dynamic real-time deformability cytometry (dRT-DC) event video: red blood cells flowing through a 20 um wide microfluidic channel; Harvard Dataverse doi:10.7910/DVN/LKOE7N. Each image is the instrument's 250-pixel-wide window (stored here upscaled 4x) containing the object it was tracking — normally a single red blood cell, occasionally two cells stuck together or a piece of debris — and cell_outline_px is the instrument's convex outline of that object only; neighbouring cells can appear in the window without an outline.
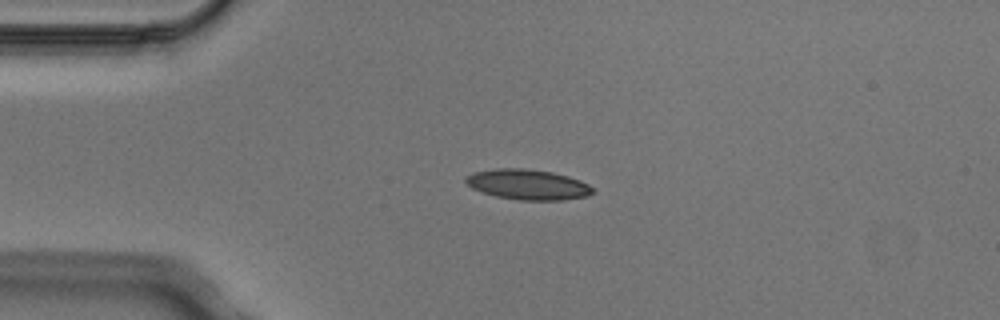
{"species": "Egyptian fruit bat (a non-hibernating species)", "species_latin": "Rousettus aegyptiacus", "temperature_condition": "cold", "stored_images_in_passage": 6, "camera_frame_rate_fps": 3000, "um_per_image_px": 0.085, "animal": {"sex": "male"}, "frame": {"image": 1, "passage_image": 2, "time_ms": 0.333, "image_size_px": [1000, 320], "cell_outline_px": [[596, 192], [588, 196], [560, 200], [520, 200], [496, 196], [472, 188], [464, 180], [464, 176], [472, 172], [496, 168], [524, 168], [552, 172], [568, 176], [580, 180], [588, 184]], "centroid_in_image_um": [44.86, 15.67], "position_along_channel_um": 40.1, "area_um2": 22.48}}
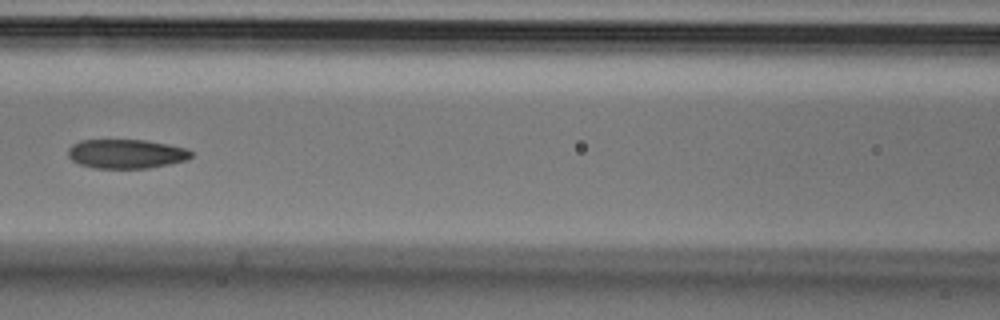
{"frame": {"image": 2, "passage_image": 5, "time_ms": 1.333, "image_size_px": [1000, 320], "cell_outline_px": [[192, 156], [188, 160], [148, 168], [92, 168], [80, 164], [72, 160], [68, 156], [68, 148], [72, 144], [80, 140], [144, 140], [168, 144], [188, 148], [192, 152]], "centroid_in_image_um": [10.73, 13.07], "position_along_channel_um": 155.9, "area_um2": 21.04}}
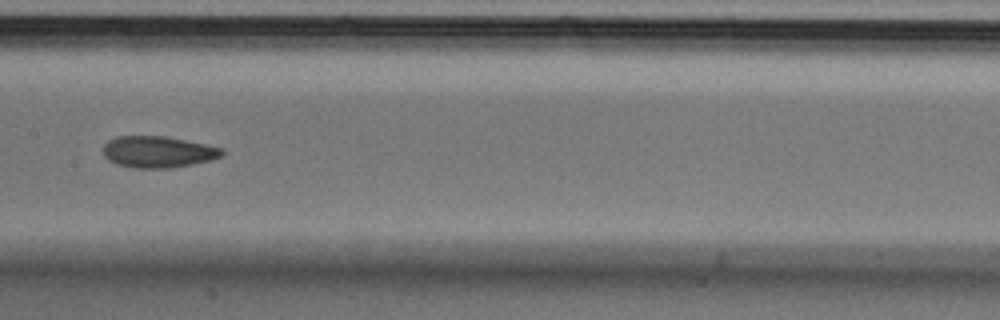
{"frame": {"image": 3, "passage_image": 6, "time_ms": 1.667, "image_size_px": [1000, 320], "cell_outline_px": [[224, 152], [220, 156], [212, 160], [172, 168], [132, 168], [116, 164], [108, 160], [104, 156], [104, 144], [108, 140], [116, 136], [164, 136], [208, 144], [224, 148]], "centroid_in_image_um": [13.44, 12.91], "position_along_channel_um": 194.0, "area_um2": 22.02}}